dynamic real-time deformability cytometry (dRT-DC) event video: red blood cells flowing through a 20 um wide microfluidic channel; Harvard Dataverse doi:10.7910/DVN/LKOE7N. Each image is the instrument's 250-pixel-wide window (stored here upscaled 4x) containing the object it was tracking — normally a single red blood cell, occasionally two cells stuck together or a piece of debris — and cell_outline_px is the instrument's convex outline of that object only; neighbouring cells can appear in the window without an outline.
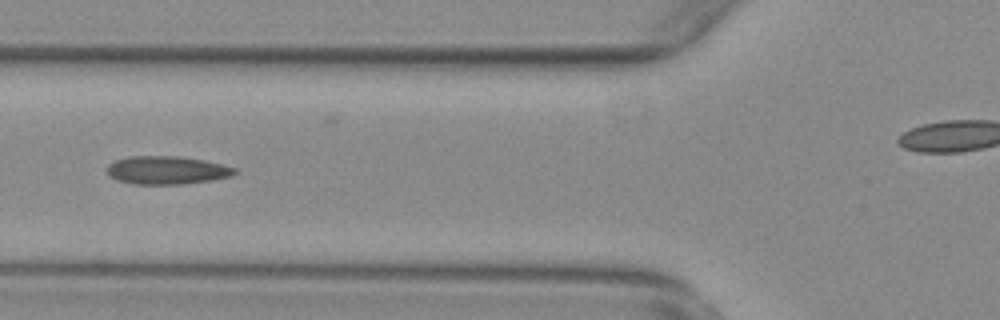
{"species": "common noctule bat (a hibernating species)", "species_latin": "Nyctalus noctula", "temperature_condition": "warm", "stored_images_in_passage": 38, "camera_frame_rate_fps": 3000, "um_per_image_px": 0.085, "animal": {"sex": "female", "body_mass_g": 29.2, "forearm_length_mm": 56.3}, "frame": {"image": 1, "passage_image": 11, "time_ms": 3.333, "image_size_px": [1000, 320], "cell_outline_px": [[240, 172], [232, 176], [212, 180], [184, 184], [132, 184], [116, 180], [108, 176], [108, 164], [116, 160], [128, 156], [176, 156], [204, 160], [236, 168]], "centroid_in_image_um": [14.19, 14.47], "position_along_channel_um": 111.6, "area_um2": 21.1}}
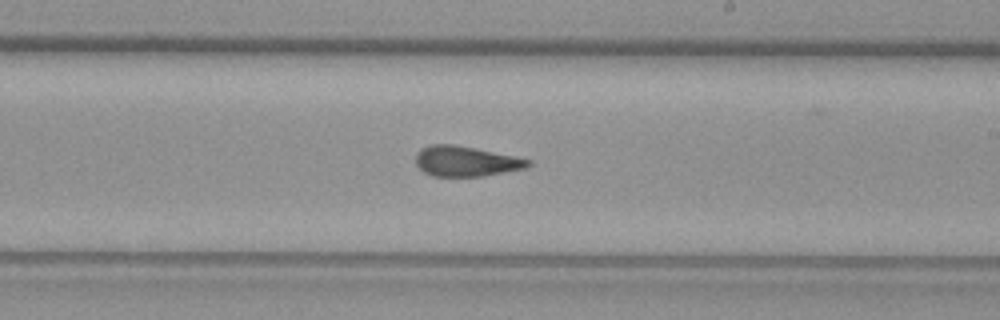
{"frame": {"image": 2, "passage_image": 22, "time_ms": 7.0, "image_size_px": [1000, 320], "cell_outline_px": [[532, 164], [524, 168], [484, 176], [432, 176], [424, 172], [416, 164], [416, 152], [420, 148], [432, 144], [452, 144], [476, 148], [516, 156], [532, 160]], "centroid_in_image_um": [39.59, 13.7], "position_along_channel_um": 249.4, "area_um2": 19.88}}
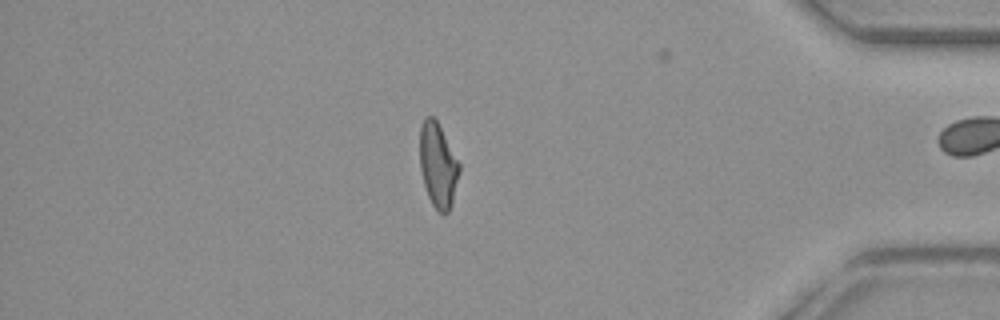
{"frame": {"image": 3, "passage_image": 37, "time_ms": 12.0, "image_size_px": [1000, 320], "cell_outline_px": [[460, 172], [452, 204], [448, 212], [444, 216], [432, 204], [428, 196], [424, 184], [420, 168], [420, 128], [424, 120], [428, 116], [432, 116], [436, 120], [460, 164]], "centroid_in_image_um": [37.23, 14.09], "position_along_channel_um": 398.0, "area_um2": 19.25}, "authors_computed_cell_mechanics": {"area_um2": 20.3745, "velocity_mm_per_s": 3.7629, "shape_relaxation_time_tau1_ms": null, "shape_relaxation_time_tau2_ms": 1.6226, "deformation_change_tau1": null, "deformation_change_tau2": 0.0977}}